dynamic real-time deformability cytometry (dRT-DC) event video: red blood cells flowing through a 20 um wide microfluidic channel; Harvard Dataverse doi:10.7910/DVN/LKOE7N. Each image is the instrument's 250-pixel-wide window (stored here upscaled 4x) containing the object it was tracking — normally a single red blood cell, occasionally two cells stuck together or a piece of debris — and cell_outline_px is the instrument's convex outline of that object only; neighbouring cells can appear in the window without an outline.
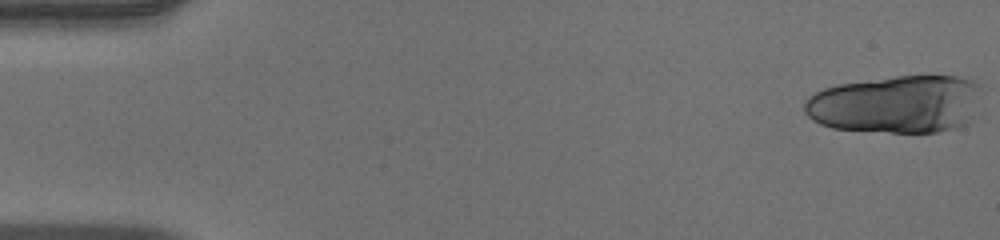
{"species": "human", "species_latin": "Homo sapiens", "temperature_condition": "warm", "stored_images_in_passage": 18, "camera_frame_rate_fps": 3000, "um_per_image_px": 0.085, "donor": {"sex": "male"}, "frame": {"image": 1, "passage_image": 1, "time_ms": 0.0, "image_size_px": [1000, 240], "cell_outline_px": [[984, 84], [972, 116], [968, 124], [956, 128], [936, 132], [888, 132], [832, 128], [820, 124], [812, 120], [804, 112], [804, 100], [808, 96], [824, 88], [836, 84], [896, 76], [956, 76], [976, 80]], "centroid_in_image_um": [76.21, 8.85], "position_along_channel_um": 8.8, "area_um2": 60.34}}